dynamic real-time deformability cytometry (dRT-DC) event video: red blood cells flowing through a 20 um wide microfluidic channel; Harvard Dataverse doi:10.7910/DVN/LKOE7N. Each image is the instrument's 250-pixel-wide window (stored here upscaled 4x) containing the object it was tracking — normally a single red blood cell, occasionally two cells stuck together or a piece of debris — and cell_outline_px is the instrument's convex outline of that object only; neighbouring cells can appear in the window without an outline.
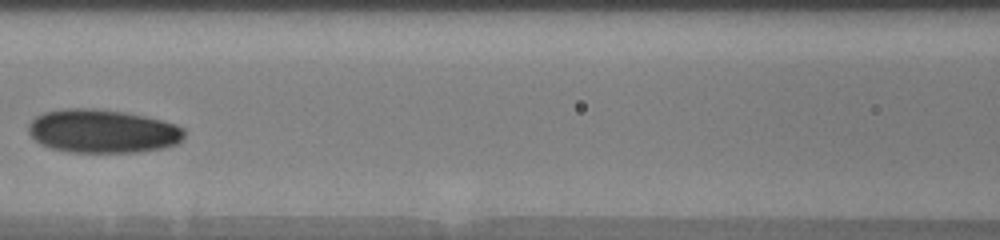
{"species": "human", "species_latin": "Homo sapiens", "temperature_condition": "warm", "stored_images_in_passage": 19, "camera_frame_rate_fps": 3000, "um_per_image_px": 0.085, "donor": {"sex": "male"}, "frame": {"image": 1, "passage_image": 9, "time_ms": 5.0, "image_size_px": [1000, 240], "cell_outline_px": [[184, 136], [176, 144], [160, 148], [136, 152], [72, 152], [52, 148], [40, 144], [28, 132], [28, 124], [36, 116], [44, 112], [64, 108], [96, 108], [124, 112], [144, 116], [176, 124], [184, 128]], "centroid_in_image_um": [8.69, 11.14], "position_along_channel_um": 157.9, "area_um2": 39.42}}
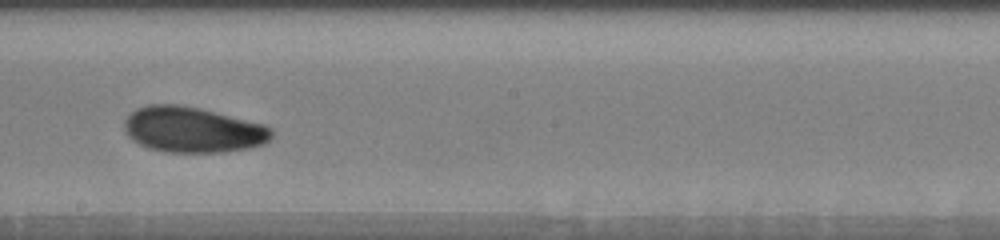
{"frame": {"image": 2, "passage_image": 14, "time_ms": 7.0, "image_size_px": [1000, 240], "cell_outline_px": [[272, 136], [264, 144], [248, 148], [224, 152], [168, 152], [148, 148], [140, 144], [128, 136], [124, 128], [124, 120], [136, 108], [148, 104], [180, 104], [200, 108], [264, 124], [272, 128]], "centroid_in_image_um": [16.37, 11.02], "position_along_channel_um": 231.8, "area_um2": 39.19}}
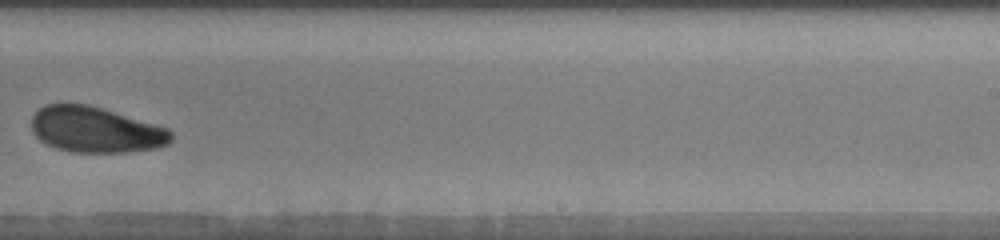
{"frame": {"image": 3, "passage_image": 17, "time_ms": 8.333, "image_size_px": [1000, 240], "cell_outline_px": [[172, 140], [168, 144], [156, 148], [128, 152], [72, 152], [56, 148], [40, 140], [32, 132], [32, 116], [40, 108], [48, 104], [88, 104], [168, 128], [172, 132]], "centroid_in_image_um": [8.13, 11.03], "position_along_channel_um": 280.9, "area_um2": 36.99}}